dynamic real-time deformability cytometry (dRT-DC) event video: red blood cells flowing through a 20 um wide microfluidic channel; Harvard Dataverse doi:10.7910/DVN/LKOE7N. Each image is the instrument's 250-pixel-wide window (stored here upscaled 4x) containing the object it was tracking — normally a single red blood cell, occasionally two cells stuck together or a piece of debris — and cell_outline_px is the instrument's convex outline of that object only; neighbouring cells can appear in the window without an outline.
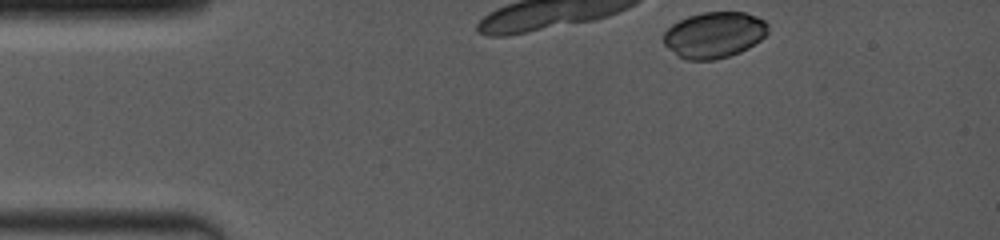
{"species": "common noctule bat (a hibernating species)", "species_latin": "Nyctalus noctula", "temperature_condition": "room temperature", "stored_images_in_passage": 9, "camera_frame_rate_fps": 4000, "um_per_image_px": 0.085, "animal": {"sex": "female", "body_mass_g": 19.0, "forearm_length_mm": 53.3}, "frame": {"image": 1, "passage_image": 1, "time_ms": 0.0, "image_size_px": [1000, 240], "cell_outline_px": [[768, 32], [760, 40], [748, 48], [740, 52], [716, 60], [688, 60], [680, 56], [668, 48], [664, 44], [664, 32], [672, 24], [688, 16], [704, 12], [744, 12], [756, 16], [764, 20], [768, 24]], "centroid_in_image_um": [60.72, 2.96], "position_along_channel_um": 24.3, "area_um2": 27.92}}